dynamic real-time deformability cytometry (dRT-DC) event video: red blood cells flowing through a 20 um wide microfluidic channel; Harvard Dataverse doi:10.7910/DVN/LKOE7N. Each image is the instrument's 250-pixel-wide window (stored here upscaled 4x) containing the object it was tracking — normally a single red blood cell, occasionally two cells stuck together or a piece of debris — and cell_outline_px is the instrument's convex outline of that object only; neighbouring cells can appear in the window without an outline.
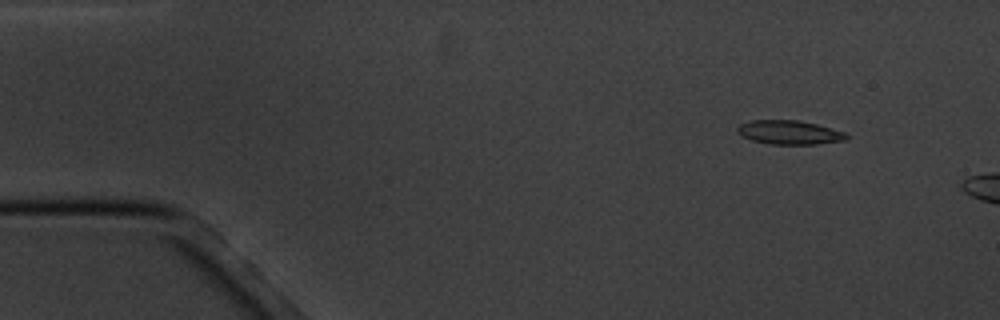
{"species": "common noctule bat (a hibernating species)", "species_latin": "Nyctalus noctula", "temperature_condition": "cold", "stored_images_in_passage": 5, "camera_frame_rate_fps": 3000, "um_per_image_px": 0.085, "animal": {"sex": "male", "body_mass_g": 20.1, "forearm_length_mm": 53.5}, "frame": {"image": 1, "passage_image": 2, "time_ms": 1.333, "image_size_px": [1000, 320], "cell_outline_px": [[848, 136], [844, 140], [816, 144], [768, 144], [752, 140], [736, 132], [736, 128], [740, 124], [752, 120], [800, 120], [816, 124], [844, 132]], "centroid_in_image_um": [67.06, 11.25], "position_along_channel_um": 17.9, "area_um2": 15.09}}